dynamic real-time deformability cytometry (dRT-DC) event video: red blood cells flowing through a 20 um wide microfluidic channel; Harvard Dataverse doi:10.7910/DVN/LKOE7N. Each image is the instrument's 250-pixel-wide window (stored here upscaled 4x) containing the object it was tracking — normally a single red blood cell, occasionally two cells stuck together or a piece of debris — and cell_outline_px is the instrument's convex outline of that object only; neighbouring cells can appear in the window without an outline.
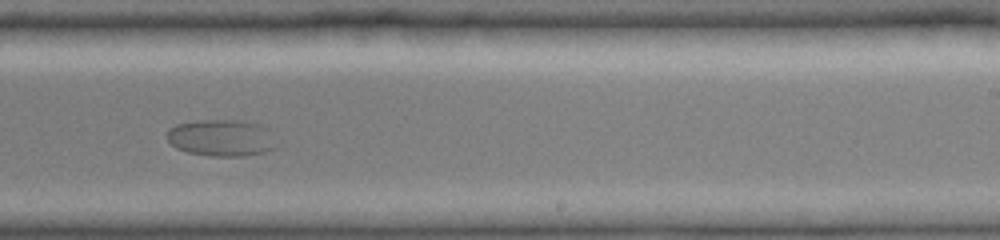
{"species": "common noctule bat (a hibernating species)", "species_latin": "Nyctalus noctula", "temperature_condition": "cold", "stored_images_in_passage": 30, "camera_frame_rate_fps": 3000, "um_per_image_px": 0.085, "animal": {"sex": "female", "body_mass_g": 19.0, "forearm_length_mm": 51.5}, "frame": {"image": 1, "passage_image": 20, "time_ms": 5.333, "image_size_px": [1000, 240], "cell_outline_px": [[276, 144], [272, 148], [264, 152], [244, 156], [208, 156], [188, 152], [176, 148], [168, 140], [168, 128], [176, 124], [200, 120], [244, 120], [260, 124], [268, 128]], "centroid_in_image_um": [18.81, 11.71], "position_along_channel_um": 270.2, "area_um2": 23.47}}
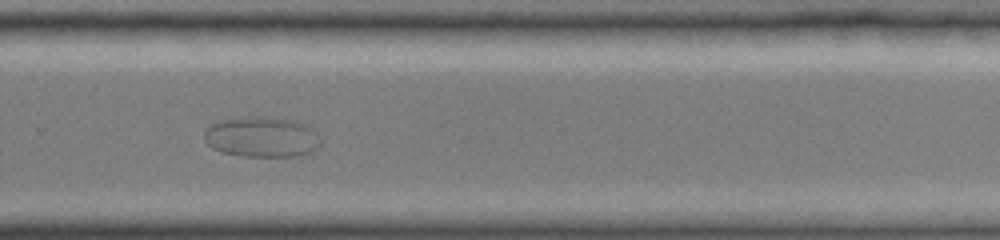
{"frame": {"image": 2, "passage_image": 23, "time_ms": 6.333, "image_size_px": [1000, 240], "cell_outline_px": [[320, 144], [312, 152], [300, 156], [240, 156], [220, 152], [212, 148], [204, 140], [204, 128], [212, 124], [224, 120], [256, 116], [276, 116], [296, 120], [308, 124], [312, 128]], "centroid_in_image_um": [22.25, 11.63], "position_along_channel_um": 307.6, "area_um2": 27.74}}